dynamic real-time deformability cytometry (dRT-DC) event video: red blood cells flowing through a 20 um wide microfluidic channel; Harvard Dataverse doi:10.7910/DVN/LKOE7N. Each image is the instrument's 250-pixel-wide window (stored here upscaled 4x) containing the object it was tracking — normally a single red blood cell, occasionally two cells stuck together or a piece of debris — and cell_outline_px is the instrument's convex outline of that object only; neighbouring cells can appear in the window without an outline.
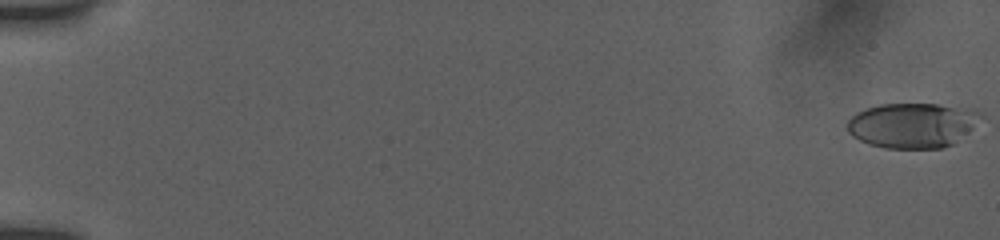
{"species": "human", "species_latin": "Homo sapiens", "temperature_condition": "room temperature", "stored_images_in_passage": 35, "camera_frame_rate_fps": 3000, "um_per_image_px": 0.085, "donor": {"sex": "female"}, "frame": {"image": 1, "passage_image": 1, "time_ms": 0.0, "image_size_px": [1000, 240], "cell_outline_px": [[976, 112], [972, 128], [952, 144], [940, 148], [888, 148], [872, 144], [860, 140], [848, 132], [848, 120], [852, 116], [868, 108], [880, 104], [936, 104], [976, 108]], "centroid_in_image_um": [77.52, 10.64], "position_along_channel_um": 7.5, "area_um2": 34.1}}
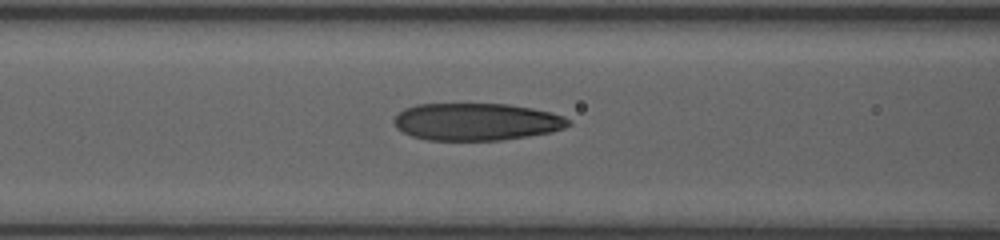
{"frame": {"image": 2, "passage_image": 16, "time_ms": 8.0, "image_size_px": [1000, 240], "cell_outline_px": [[572, 124], [564, 128], [552, 132], [500, 140], [428, 140], [412, 136], [396, 128], [392, 120], [404, 108], [416, 104], [508, 104], [532, 108], [552, 112], [564, 116]], "centroid_in_image_um": [40.49, 10.34], "position_along_channel_um": 126.1, "area_um2": 37.97}}
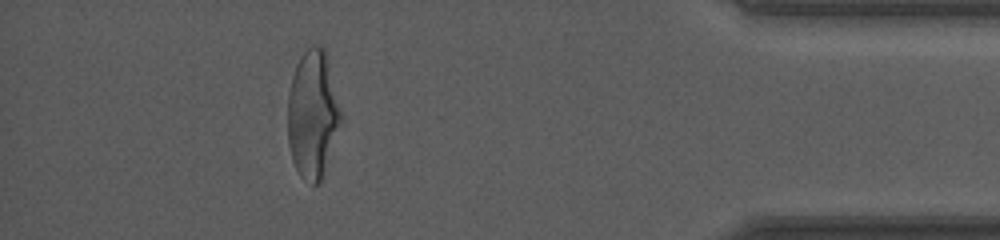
{"frame": {"image": 3, "passage_image": 31, "time_ms": 16.333, "image_size_px": [1000, 240], "cell_outline_px": [[344, 124], [320, 184], [312, 188], [300, 176], [292, 160], [288, 144], [288, 96], [292, 76], [296, 64], [300, 56], [312, 44], [320, 44], [324, 48], [328, 60], [344, 116]], "centroid_in_image_um": [26.64, 9.79], "position_along_channel_um": 408.6, "area_um2": 41.15}, "authors_computed_cell_mechanics": {"area_um2": 37.8012, "velocity_mm_per_s": 3.8795, "shape_relaxation_time_tau1_ms": 4.9625, "shape_relaxation_time_tau2_ms": 1.2798, "deformation_change_tau1": 0.2081, "deformation_change_tau2": 0.09}}